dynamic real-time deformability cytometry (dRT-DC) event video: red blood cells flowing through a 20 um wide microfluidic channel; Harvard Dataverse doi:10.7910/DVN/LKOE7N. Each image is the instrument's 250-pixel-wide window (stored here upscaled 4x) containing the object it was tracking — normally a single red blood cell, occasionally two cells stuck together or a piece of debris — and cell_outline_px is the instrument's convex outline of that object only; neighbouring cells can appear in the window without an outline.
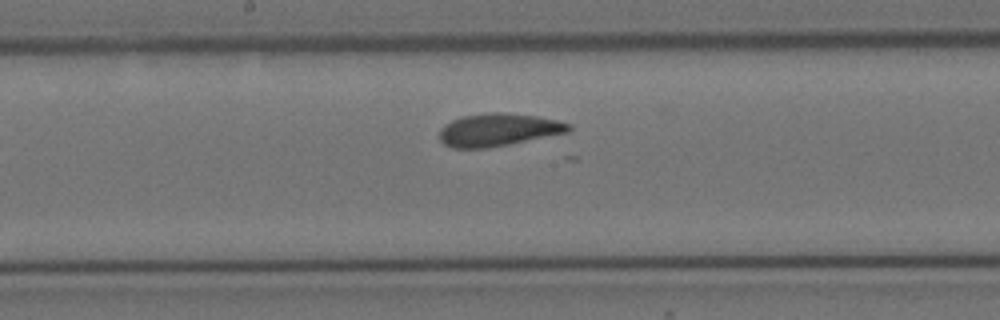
{"species": "Egyptian fruit bat (a non-hibernating species)", "species_latin": "Rousettus aegyptiacus", "temperature_condition": "cold", "stored_images_in_passage": 6, "camera_frame_rate_fps": 3000, "um_per_image_px": 0.085, "animal": {"sex": "female"}, "frame": {"image": 1, "passage_image": 6, "time_ms": 7.0, "image_size_px": [1000, 320], "cell_outline_px": [[572, 128], [568, 132], [508, 144], [484, 148], [452, 148], [444, 144], [440, 140], [440, 128], [444, 124], [460, 116], [492, 112], [504, 112], [536, 116], [556, 120], [572, 124]], "centroid_in_image_um": [42.33, 11.02], "position_along_channel_um": 205.9, "area_um2": 24.57}}